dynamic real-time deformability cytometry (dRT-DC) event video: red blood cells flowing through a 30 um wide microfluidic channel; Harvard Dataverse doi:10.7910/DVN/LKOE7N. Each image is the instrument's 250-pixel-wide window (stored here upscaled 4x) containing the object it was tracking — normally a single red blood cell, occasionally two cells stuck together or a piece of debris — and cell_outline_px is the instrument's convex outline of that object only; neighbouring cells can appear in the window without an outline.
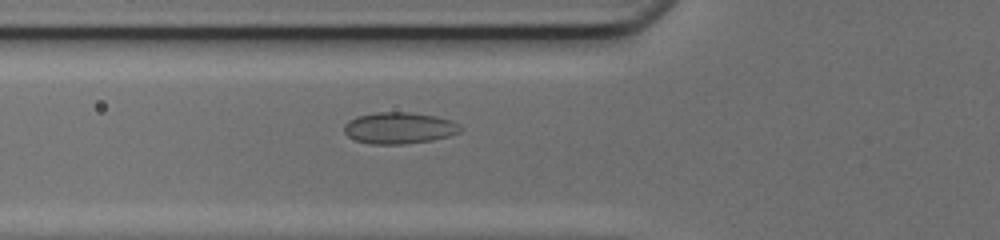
{"species": "common noctule bat (a hibernating species)", "species_latin": "Nyctalus noctula", "temperature_condition": "cold", "stored_images_in_passage": 33, "camera_frame_rate_fps": 3000, "um_per_image_px": 0.085, "animal": {"sex": "female", "body_mass_g": 17.0, "forearm_length_mm": 48.0}, "frame": {"image": 1, "passage_image": 5, "time_ms": 1.333, "image_size_px": [1000, 240], "cell_outline_px": [[460, 132], [448, 136], [432, 140], [404, 144], [368, 144], [356, 140], [348, 136], [344, 132], [344, 124], [348, 120], [356, 116], [376, 112], [412, 112], [436, 116], [448, 120], [456, 124], [460, 128]], "centroid_in_image_um": [33.86, 10.88], "position_along_channel_um": 91.9, "area_um2": 21.27}}
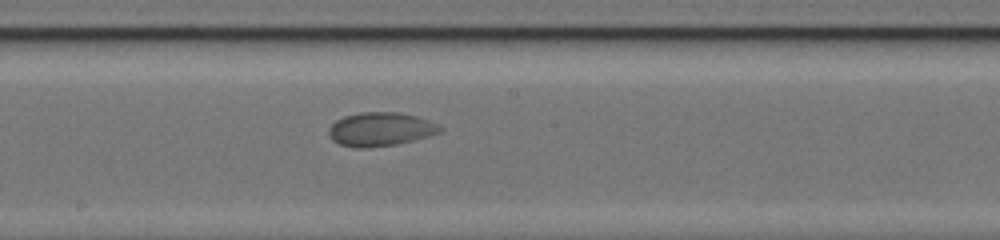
{"frame": {"image": 2, "passage_image": 14, "time_ms": 4.333, "image_size_px": [1000, 240], "cell_outline_px": [[444, 128], [440, 132], [428, 136], [396, 144], [364, 148], [356, 148], [340, 144], [332, 140], [328, 132], [328, 128], [336, 120], [344, 116], [360, 112], [400, 112], [416, 116], [428, 120]], "centroid_in_image_um": [32.31, 10.98], "position_along_channel_um": 215.9, "area_um2": 21.79}}
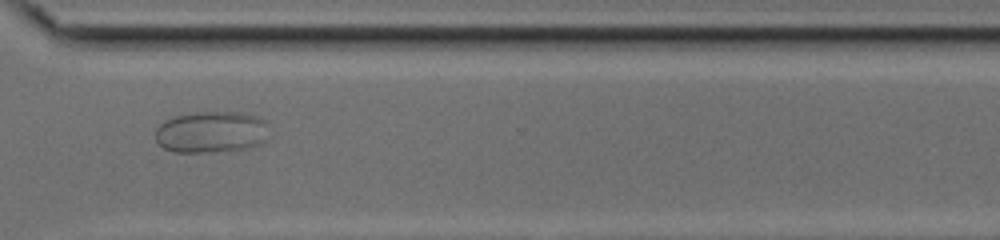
{"frame": {"image": 3, "passage_image": 24, "time_ms": 7.667, "image_size_px": [1000, 240], "cell_outline_px": [[264, 140], [248, 148], [208, 152], [172, 152], [164, 148], [156, 140], [156, 128], [160, 124], [176, 116], [196, 112], [244, 112], [256, 116], [264, 120]], "centroid_in_image_um": [17.9, 11.22], "position_along_channel_um": 352.7, "area_um2": 26.99}}